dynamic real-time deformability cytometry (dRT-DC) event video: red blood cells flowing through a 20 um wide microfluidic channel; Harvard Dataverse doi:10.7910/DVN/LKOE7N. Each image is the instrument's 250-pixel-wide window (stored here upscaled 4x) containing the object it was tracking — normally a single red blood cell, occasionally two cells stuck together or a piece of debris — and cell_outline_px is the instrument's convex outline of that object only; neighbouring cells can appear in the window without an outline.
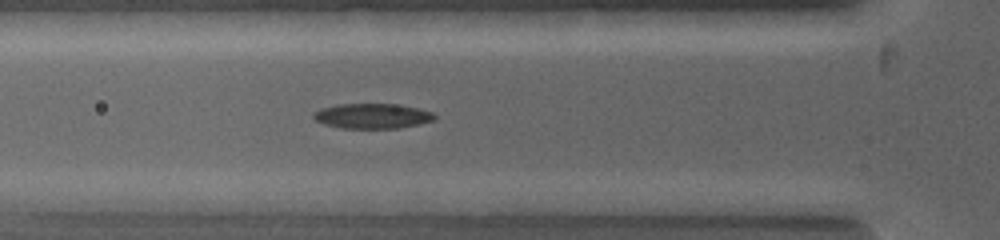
{"species": "common noctule bat (a hibernating species)", "species_latin": "Nyctalus noctula", "temperature_condition": "warm", "stored_images_in_passage": 8, "camera_frame_rate_fps": 5000, "um_per_image_px": 0.085, "animal": {"sex": "female", "body_mass_g": 19.0, "forearm_length_mm": 53.3}, "frame": {"image": 1, "passage_image": 7, "time_ms": 2.2, "image_size_px": [1000, 240], "cell_outline_px": [[436, 120], [400, 128], [340, 128], [324, 124], [316, 120], [312, 116], [320, 108], [336, 104], [392, 104], [416, 108], [432, 112], [436, 116]], "centroid_in_image_um": [31.64, 9.86], "position_along_channel_um": 94.2, "area_um2": 17.57}}